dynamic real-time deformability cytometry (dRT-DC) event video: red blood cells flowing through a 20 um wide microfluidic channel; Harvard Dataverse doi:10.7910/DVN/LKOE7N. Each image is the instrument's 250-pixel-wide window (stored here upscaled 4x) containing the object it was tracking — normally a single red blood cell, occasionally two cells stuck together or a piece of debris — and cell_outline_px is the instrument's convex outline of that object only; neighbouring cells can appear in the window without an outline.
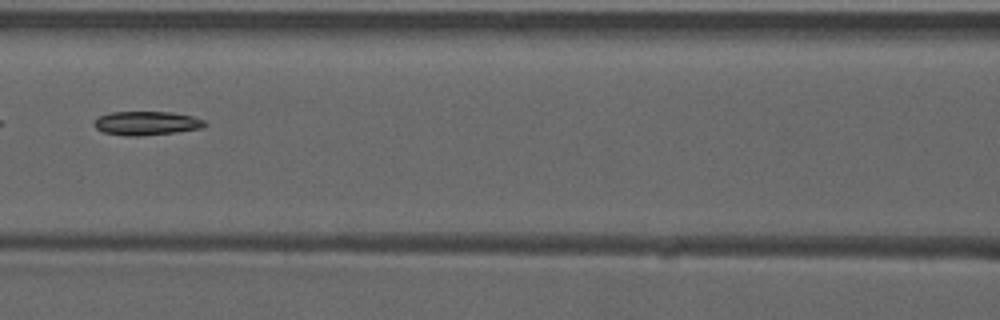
{"species": "common noctule bat (a hibernating species)", "species_latin": "Nyctalus noctula", "temperature_condition": "warm", "stored_images_in_passage": 6, "camera_frame_rate_fps": 3000, "um_per_image_px": 0.085, "animal": {"sex": "male", "forearm_length_mm": 52.5}, "frame": {"image": 1, "passage_image": 5, "time_ms": 1.333, "image_size_px": [1000, 320], "cell_outline_px": [[208, 124], [204, 128], [176, 132], [140, 136], [128, 136], [104, 132], [96, 128], [92, 124], [100, 116], [112, 112], [172, 112], [192, 116], [204, 120]], "centroid_in_image_um": [12.5, 10.47], "position_along_channel_um": 154.1, "area_um2": 15.37}}
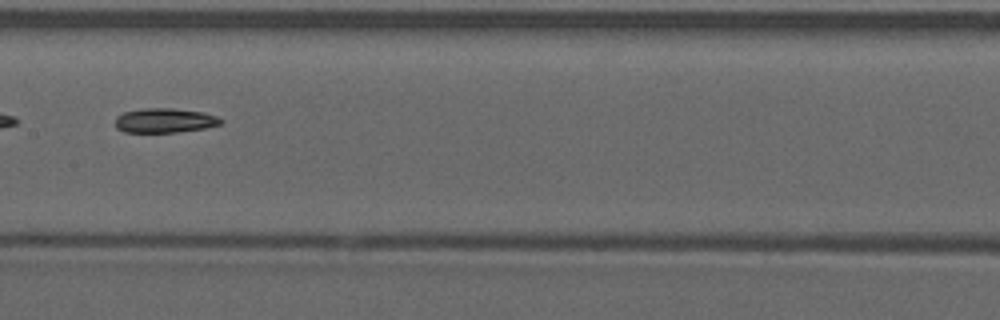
{"frame": {"image": 2, "passage_image": 6, "time_ms": 1.667, "image_size_px": [1000, 320], "cell_outline_px": [[224, 120], [220, 124], [204, 128], [176, 132], [124, 132], [116, 128], [116, 116], [124, 112], [140, 108], [172, 108], [204, 112], [216, 116]], "centroid_in_image_um": [13.98, 10.23], "position_along_channel_um": 193.4, "area_um2": 15.09}}